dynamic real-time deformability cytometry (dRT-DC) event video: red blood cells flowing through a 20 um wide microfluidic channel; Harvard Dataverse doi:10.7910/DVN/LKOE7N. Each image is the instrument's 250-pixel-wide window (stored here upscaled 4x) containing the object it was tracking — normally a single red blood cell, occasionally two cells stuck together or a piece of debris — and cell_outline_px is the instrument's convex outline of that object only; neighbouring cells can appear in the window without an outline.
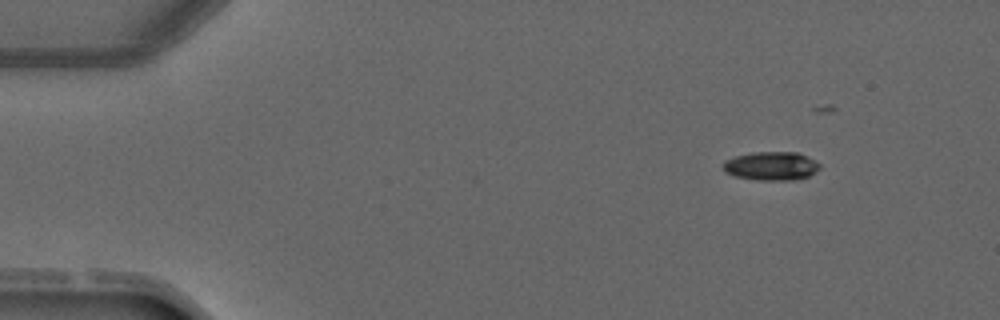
{"species": "common noctule bat (a hibernating species)", "species_latin": "Nyctalus noctula", "temperature_condition": "warm", "stored_images_in_passage": 3, "camera_frame_rate_fps": 3000, "um_per_image_px": 0.085, "animal": {"sex": "male", "forearm_length_mm": 52.5}, "frame": {"image": 1, "passage_image": 1, "time_ms": 0.0, "image_size_px": [1000, 320], "cell_outline_px": [[820, 168], [816, 172], [808, 176], [796, 180], [756, 180], [736, 176], [724, 172], [724, 160], [736, 156], [752, 152], [796, 152], [808, 156], [816, 160], [820, 164]], "centroid_in_image_um": [65.59, 14.11], "position_along_channel_um": 19.4, "area_um2": 16.24}}
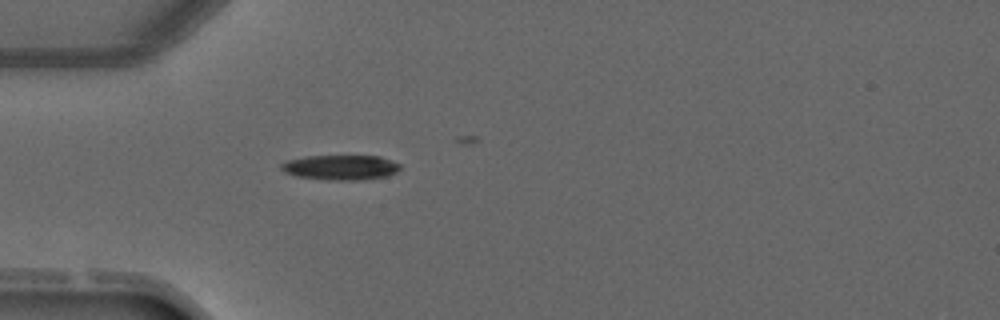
{"frame": {"image": 2, "passage_image": 3, "time_ms": 2.667, "image_size_px": [1000, 320], "cell_outline_px": [[400, 168], [396, 172], [388, 176], [360, 180], [328, 180], [296, 176], [284, 172], [280, 168], [280, 164], [288, 160], [308, 156], [380, 156], [400, 164]], "centroid_in_image_um": [28.95, 14.23], "position_along_channel_um": 56.1, "area_um2": 17.28}}